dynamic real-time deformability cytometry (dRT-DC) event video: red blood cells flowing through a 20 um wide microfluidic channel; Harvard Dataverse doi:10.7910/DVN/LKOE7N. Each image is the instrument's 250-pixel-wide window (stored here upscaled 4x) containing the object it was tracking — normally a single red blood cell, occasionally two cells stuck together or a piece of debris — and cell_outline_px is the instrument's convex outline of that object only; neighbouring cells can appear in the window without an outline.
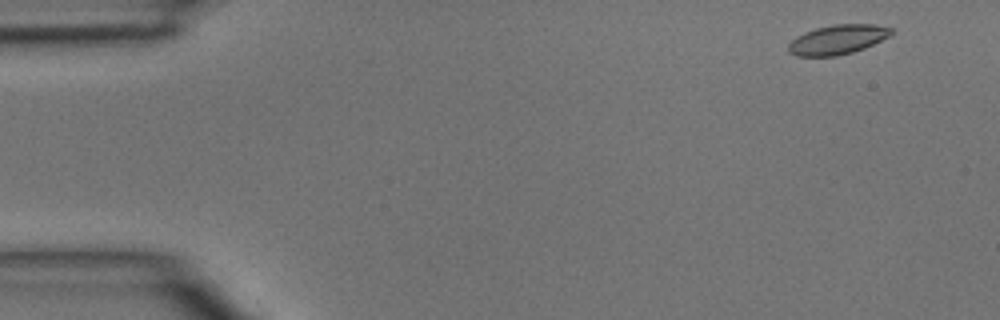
{"species": "common noctule bat (a hibernating species)", "species_latin": "Nyctalus noctula", "temperature_condition": "room temperature", "stored_images_in_passage": 45, "camera_frame_rate_fps": 3000, "um_per_image_px": 0.085, "animal": {"sex": "male", "body_mass_g": 15.6}, "frame": {"image": 1, "passage_image": 2, "time_ms": 0.333, "image_size_px": [1000, 320], "cell_outline_px": [[896, 32], [864, 48], [852, 52], [836, 56], [796, 56], [788, 52], [788, 44], [796, 36], [804, 32], [816, 28], [836, 24], [872, 24], [892, 28]], "centroid_in_image_um": [71.17, 3.36], "position_along_channel_um": 13.8, "area_um2": 17.63}}
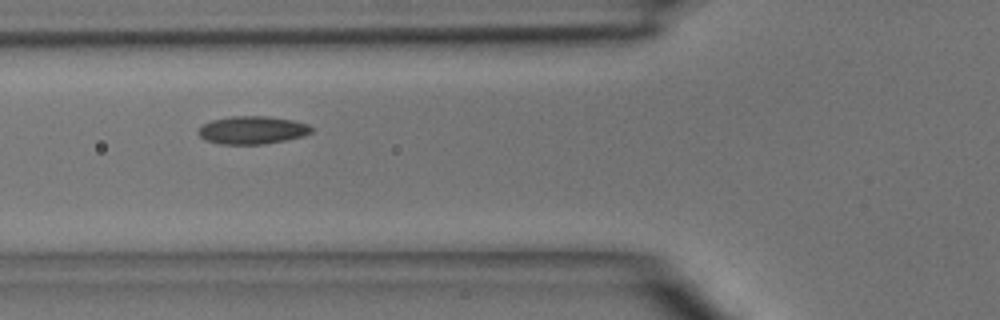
{"frame": {"image": 2, "passage_image": 16, "time_ms": 5.0, "image_size_px": [1000, 320], "cell_outline_px": [[312, 132], [304, 136], [264, 144], [220, 144], [204, 140], [196, 132], [204, 124], [212, 120], [232, 116], [268, 116], [292, 120], [308, 124], [312, 128]], "centroid_in_image_um": [21.44, 11.06], "position_along_channel_um": 104.4, "area_um2": 18.38}}
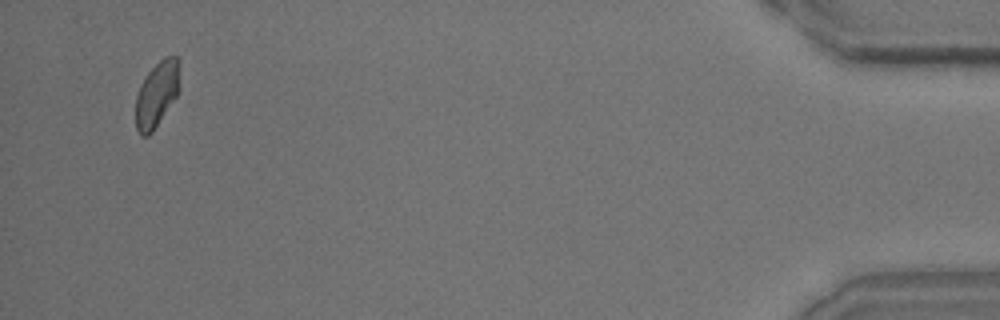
{"frame": {"image": 3, "passage_image": 44, "time_ms": 14.333, "image_size_px": [1000, 320], "cell_outline_px": [[180, 60], [176, 96], [152, 132], [148, 136], [140, 136], [136, 128], [136, 96], [140, 84], [148, 72], [164, 56], [180, 56]], "centroid_in_image_um": [13.31, 7.99], "position_along_channel_um": 421.9, "area_um2": 16.59}}